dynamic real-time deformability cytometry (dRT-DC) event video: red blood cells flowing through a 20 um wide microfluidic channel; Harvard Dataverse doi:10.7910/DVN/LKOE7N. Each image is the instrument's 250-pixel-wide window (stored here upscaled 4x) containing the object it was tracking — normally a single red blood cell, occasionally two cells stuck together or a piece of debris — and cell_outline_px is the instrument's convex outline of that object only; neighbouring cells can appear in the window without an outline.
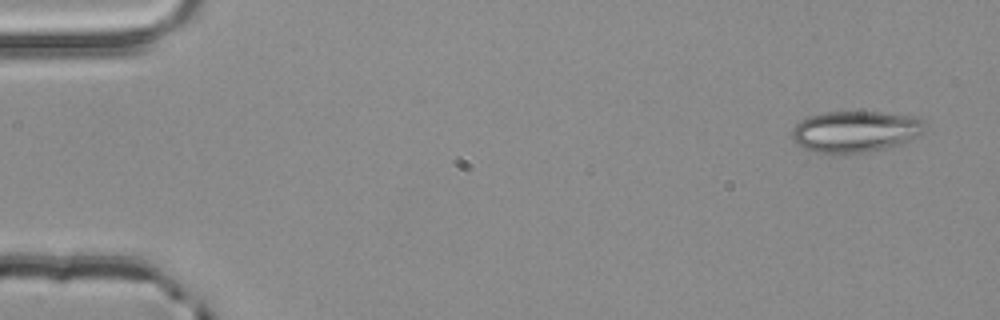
{"species": "common noctule bat (a hibernating species)", "species_latin": "Nyctalus noctula", "temperature_condition": "room temperature", "stored_images_in_passage": 5, "camera_frame_rate_fps": 3000, "um_per_image_px": 0.085, "animal": {"sex": "male", "body_mass_g": 20.4}, "frame": {"image": 1, "passage_image": 1, "time_ms": 0.0, "image_size_px": [1000, 320], "cell_outline_px": [[928, 124], [916, 136], [900, 144], [864, 152], [836, 156], [832, 156], [800, 148], [792, 140], [792, 128], [804, 116], [824, 112], [880, 112], [916, 116], [924, 120]], "centroid_in_image_um": [72.62, 11.19], "position_along_channel_um": 12.4, "area_um2": 32.71}}